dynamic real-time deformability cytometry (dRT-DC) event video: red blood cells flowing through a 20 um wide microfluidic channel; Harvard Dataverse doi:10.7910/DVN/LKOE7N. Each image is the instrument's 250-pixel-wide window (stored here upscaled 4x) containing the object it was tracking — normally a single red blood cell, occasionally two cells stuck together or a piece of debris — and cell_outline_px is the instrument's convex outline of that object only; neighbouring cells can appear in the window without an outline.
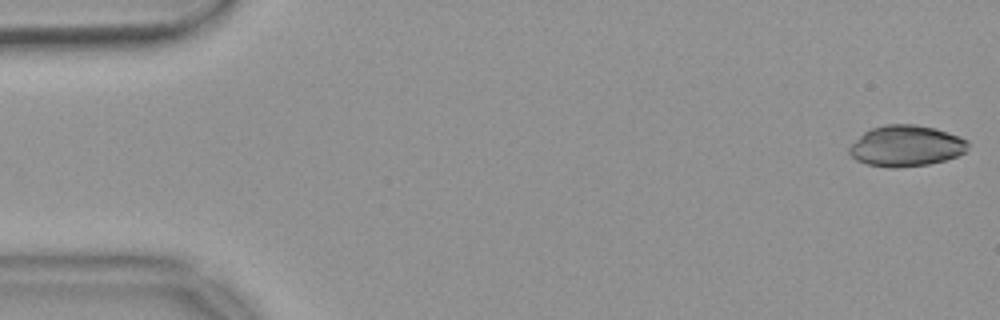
{"species": "common noctule bat (a hibernating species)", "species_latin": "Nyctalus noctula", "temperature_condition": "warm", "stored_images_in_passage": 54, "camera_frame_rate_fps": 3000, "um_per_image_px": 0.085, "animal": {"sex": "female", "body_mass_g": 18.4}, "frame": {"image": 1, "passage_image": 1, "time_ms": 0.0, "image_size_px": [1000, 320], "cell_outline_px": [[968, 148], [964, 152], [956, 156], [944, 160], [928, 164], [900, 168], [888, 168], [868, 164], [856, 160], [848, 152], [848, 148], [864, 132], [872, 128], [884, 124], [912, 124], [936, 128], [948, 132], [968, 140]], "centroid_in_image_um": [77.01, 12.4], "position_along_channel_um": 8.0, "area_um2": 28.38}}
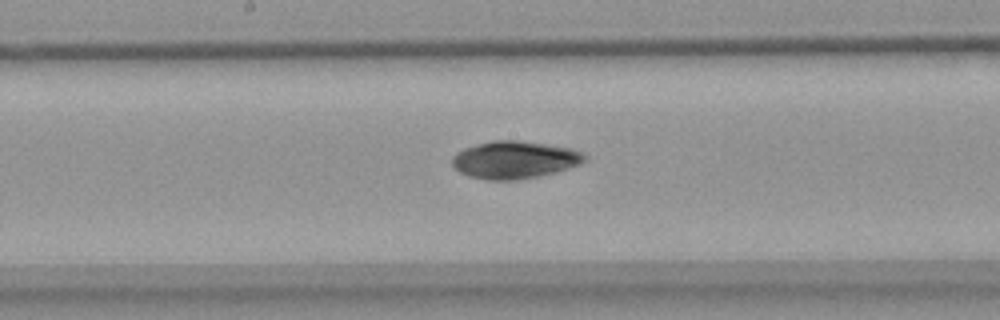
{"frame": {"image": 2, "passage_image": 28, "time_ms": 9.0, "image_size_px": [1000, 320], "cell_outline_px": [[584, 160], [568, 168], [536, 176], [516, 180], [484, 180], [468, 176], [460, 172], [452, 164], [452, 156], [456, 152], [464, 148], [492, 140], [520, 140], [572, 148], [580, 152], [584, 156]], "centroid_in_image_um": [43.66, 13.58], "position_along_channel_um": 204.5, "area_um2": 28.61}}
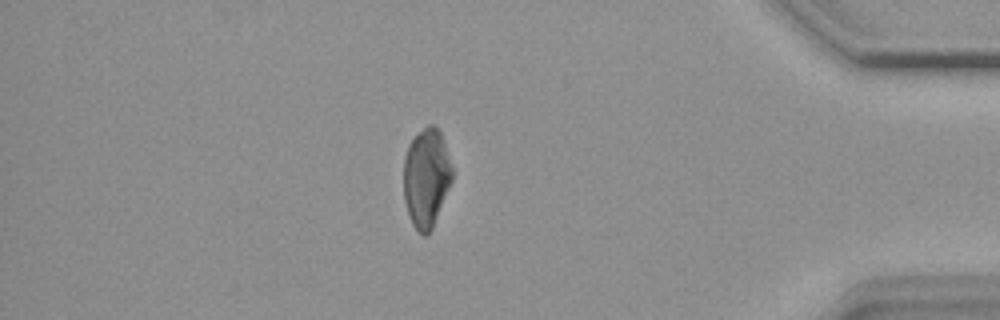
{"frame": {"image": 3, "passage_image": 47, "time_ms": 15.333, "image_size_px": [1000, 320], "cell_outline_px": [[452, 180], [432, 228], [424, 236], [412, 224], [408, 216], [404, 200], [404, 156], [408, 144], [428, 124], [432, 124], [440, 132], [452, 168]], "centroid_in_image_um": [36.21, 15.12], "position_along_channel_um": 399.0, "area_um2": 27.51}, "authors_computed_cell_mechanics": {"area_um2": 28.2642, "velocity_mm_per_s": 3.6753, "shape_relaxation_time_tau1_ms": 6.5591, "shape_relaxation_time_tau2_ms": null, "deformation_change_tau1": 0.1122, "deformation_change_tau2": null}}